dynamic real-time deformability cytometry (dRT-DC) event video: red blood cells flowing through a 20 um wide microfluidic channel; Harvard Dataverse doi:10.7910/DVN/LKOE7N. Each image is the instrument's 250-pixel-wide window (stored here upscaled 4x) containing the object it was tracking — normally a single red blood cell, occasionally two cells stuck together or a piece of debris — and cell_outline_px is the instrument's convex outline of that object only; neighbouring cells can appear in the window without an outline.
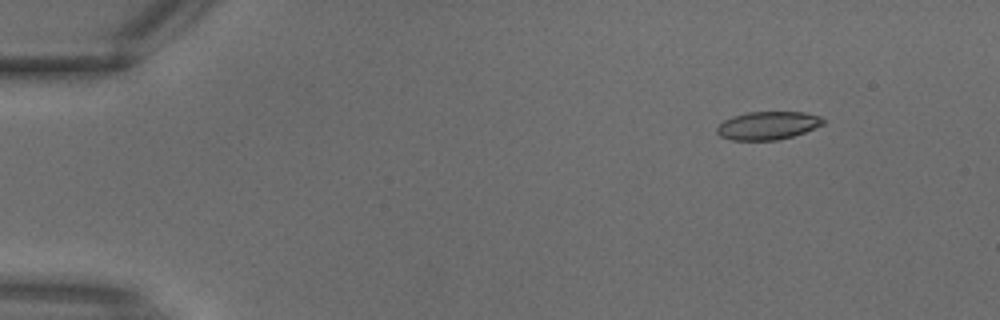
{"species": "common noctule bat (a hibernating species)", "species_latin": "Nyctalus noctula", "temperature_condition": "warm", "stored_images_in_passage": 3, "camera_frame_rate_fps": 3000, "um_per_image_px": 0.085, "animal": {"sex": "male", "body_mass_g": 18.8}, "frame": {"image": 1, "passage_image": 1, "time_ms": 0.0, "image_size_px": [1000, 320], "cell_outline_px": [[824, 124], [804, 132], [792, 136], [776, 140], [732, 140], [720, 136], [716, 132], [716, 128], [724, 120], [732, 116], [748, 112], [804, 112], [820, 116], [824, 120]], "centroid_in_image_um": [65.24, 10.66], "position_along_channel_um": 19.8, "area_um2": 17.34}}
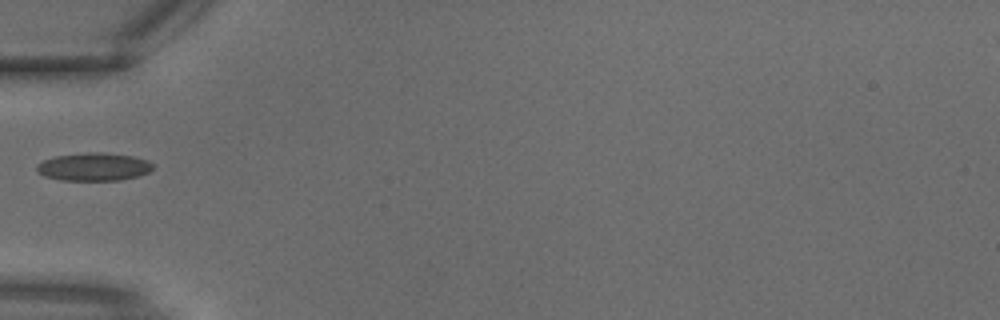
{"frame": {"image": 2, "passage_image": 3, "time_ms": 0.667, "image_size_px": [1000, 320], "cell_outline_px": [[152, 168], [148, 172], [136, 176], [120, 180], [60, 180], [44, 176], [36, 172], [36, 164], [44, 160], [56, 156], [88, 152], [104, 152], [132, 156], [148, 160], [152, 164]], "centroid_in_image_um": [7.93, 14.17], "position_along_channel_um": 77.1, "area_um2": 18.9}}